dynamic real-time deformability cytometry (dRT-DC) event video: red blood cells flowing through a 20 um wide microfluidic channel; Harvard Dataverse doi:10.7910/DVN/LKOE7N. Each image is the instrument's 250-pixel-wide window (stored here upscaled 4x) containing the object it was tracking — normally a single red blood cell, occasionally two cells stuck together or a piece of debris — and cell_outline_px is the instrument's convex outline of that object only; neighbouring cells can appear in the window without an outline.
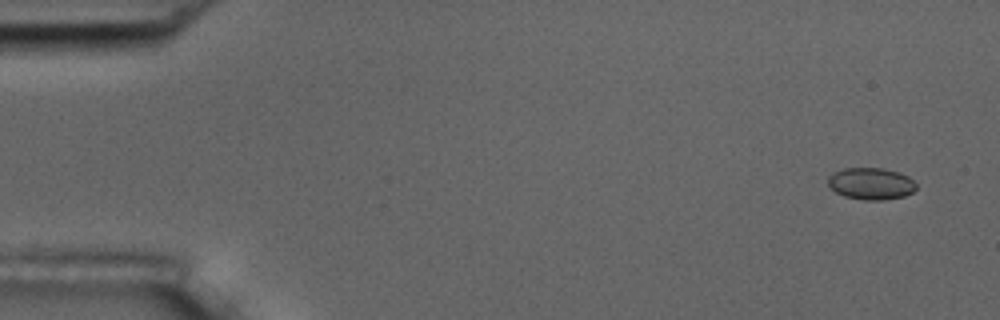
{"species": "common noctule bat (a hibernating species)", "species_latin": "Nyctalus noctula", "temperature_condition": "room temperature", "stored_images_in_passage": 4, "camera_frame_rate_fps": 3000, "um_per_image_px": 0.085, "animal": {"sex": "male", "body_mass_g": 17.5, "forearm_length_mm": 52.3}, "frame": {"image": 1, "passage_image": 1, "time_ms": 0.0, "image_size_px": [1000, 320], "cell_outline_px": [[916, 188], [912, 192], [904, 196], [884, 200], [864, 200], [844, 196], [836, 192], [828, 184], [828, 176], [832, 172], [844, 168], [884, 168], [908, 176], [916, 184]], "centroid_in_image_um": [74.01, 15.61], "position_along_channel_um": 11.0, "area_um2": 16.36}}